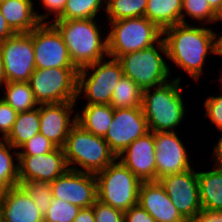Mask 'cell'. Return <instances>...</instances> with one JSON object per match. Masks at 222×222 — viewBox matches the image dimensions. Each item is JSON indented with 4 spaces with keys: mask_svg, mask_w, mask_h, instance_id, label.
Here are the masks:
<instances>
[{
    "mask_svg": "<svg viewBox=\"0 0 222 222\" xmlns=\"http://www.w3.org/2000/svg\"><path fill=\"white\" fill-rule=\"evenodd\" d=\"M166 58L182 68L195 81L203 74L208 53L215 54L214 31L204 25L177 24L163 31Z\"/></svg>",
    "mask_w": 222,
    "mask_h": 222,
    "instance_id": "1",
    "label": "cell"
},
{
    "mask_svg": "<svg viewBox=\"0 0 222 222\" xmlns=\"http://www.w3.org/2000/svg\"><path fill=\"white\" fill-rule=\"evenodd\" d=\"M51 22L62 35L70 59L78 70L109 57L107 36L102 37L101 26L95 23V18Z\"/></svg>",
    "mask_w": 222,
    "mask_h": 222,
    "instance_id": "2",
    "label": "cell"
},
{
    "mask_svg": "<svg viewBox=\"0 0 222 222\" xmlns=\"http://www.w3.org/2000/svg\"><path fill=\"white\" fill-rule=\"evenodd\" d=\"M180 81L181 77H176L157 87L143 90L141 108L149 131L174 132L173 129L186 117Z\"/></svg>",
    "mask_w": 222,
    "mask_h": 222,
    "instance_id": "3",
    "label": "cell"
},
{
    "mask_svg": "<svg viewBox=\"0 0 222 222\" xmlns=\"http://www.w3.org/2000/svg\"><path fill=\"white\" fill-rule=\"evenodd\" d=\"M63 150L69 169L93 174L117 158L103 137L84 130L77 123L71 128Z\"/></svg>",
    "mask_w": 222,
    "mask_h": 222,
    "instance_id": "4",
    "label": "cell"
},
{
    "mask_svg": "<svg viewBox=\"0 0 222 222\" xmlns=\"http://www.w3.org/2000/svg\"><path fill=\"white\" fill-rule=\"evenodd\" d=\"M109 22V58L118 59L126 53L148 48L163 37V31L145 16Z\"/></svg>",
    "mask_w": 222,
    "mask_h": 222,
    "instance_id": "5",
    "label": "cell"
},
{
    "mask_svg": "<svg viewBox=\"0 0 222 222\" xmlns=\"http://www.w3.org/2000/svg\"><path fill=\"white\" fill-rule=\"evenodd\" d=\"M95 178L97 200L123 212L138 204L142 182L119 159L97 172Z\"/></svg>",
    "mask_w": 222,
    "mask_h": 222,
    "instance_id": "6",
    "label": "cell"
},
{
    "mask_svg": "<svg viewBox=\"0 0 222 222\" xmlns=\"http://www.w3.org/2000/svg\"><path fill=\"white\" fill-rule=\"evenodd\" d=\"M167 56L163 38L148 48L126 53L117 60L121 63L123 74L131 78L143 90L166 83L171 75V67L164 61Z\"/></svg>",
    "mask_w": 222,
    "mask_h": 222,
    "instance_id": "7",
    "label": "cell"
},
{
    "mask_svg": "<svg viewBox=\"0 0 222 222\" xmlns=\"http://www.w3.org/2000/svg\"><path fill=\"white\" fill-rule=\"evenodd\" d=\"M31 90L39 104L76 102L78 69H35L29 79Z\"/></svg>",
    "mask_w": 222,
    "mask_h": 222,
    "instance_id": "8",
    "label": "cell"
},
{
    "mask_svg": "<svg viewBox=\"0 0 222 222\" xmlns=\"http://www.w3.org/2000/svg\"><path fill=\"white\" fill-rule=\"evenodd\" d=\"M123 75L121 63L113 58L79 69L77 97L82 96L83 91L88 101L86 104H110L114 88Z\"/></svg>",
    "mask_w": 222,
    "mask_h": 222,
    "instance_id": "9",
    "label": "cell"
},
{
    "mask_svg": "<svg viewBox=\"0 0 222 222\" xmlns=\"http://www.w3.org/2000/svg\"><path fill=\"white\" fill-rule=\"evenodd\" d=\"M4 71L7 82H28L34 72L33 30L15 33L0 42Z\"/></svg>",
    "mask_w": 222,
    "mask_h": 222,
    "instance_id": "10",
    "label": "cell"
},
{
    "mask_svg": "<svg viewBox=\"0 0 222 222\" xmlns=\"http://www.w3.org/2000/svg\"><path fill=\"white\" fill-rule=\"evenodd\" d=\"M35 68H76L58 29L50 23H40L33 29Z\"/></svg>",
    "mask_w": 222,
    "mask_h": 222,
    "instance_id": "11",
    "label": "cell"
},
{
    "mask_svg": "<svg viewBox=\"0 0 222 222\" xmlns=\"http://www.w3.org/2000/svg\"><path fill=\"white\" fill-rule=\"evenodd\" d=\"M149 132L141 107L114 108L113 120L104 140L116 157L132 142Z\"/></svg>",
    "mask_w": 222,
    "mask_h": 222,
    "instance_id": "12",
    "label": "cell"
},
{
    "mask_svg": "<svg viewBox=\"0 0 222 222\" xmlns=\"http://www.w3.org/2000/svg\"><path fill=\"white\" fill-rule=\"evenodd\" d=\"M180 214L189 222L202 206L200 202L198 171L194 168L178 174H170L158 180Z\"/></svg>",
    "mask_w": 222,
    "mask_h": 222,
    "instance_id": "13",
    "label": "cell"
},
{
    "mask_svg": "<svg viewBox=\"0 0 222 222\" xmlns=\"http://www.w3.org/2000/svg\"><path fill=\"white\" fill-rule=\"evenodd\" d=\"M52 196L80 208L91 207L97 200L95 174L68 169L50 182Z\"/></svg>",
    "mask_w": 222,
    "mask_h": 222,
    "instance_id": "14",
    "label": "cell"
},
{
    "mask_svg": "<svg viewBox=\"0 0 222 222\" xmlns=\"http://www.w3.org/2000/svg\"><path fill=\"white\" fill-rule=\"evenodd\" d=\"M156 181L192 168L188 151L176 131L154 132Z\"/></svg>",
    "mask_w": 222,
    "mask_h": 222,
    "instance_id": "15",
    "label": "cell"
},
{
    "mask_svg": "<svg viewBox=\"0 0 222 222\" xmlns=\"http://www.w3.org/2000/svg\"><path fill=\"white\" fill-rule=\"evenodd\" d=\"M69 169L63 148L42 155H19V181L52 182Z\"/></svg>",
    "mask_w": 222,
    "mask_h": 222,
    "instance_id": "16",
    "label": "cell"
},
{
    "mask_svg": "<svg viewBox=\"0 0 222 222\" xmlns=\"http://www.w3.org/2000/svg\"><path fill=\"white\" fill-rule=\"evenodd\" d=\"M76 102L39 104V132L63 148L71 128L76 124Z\"/></svg>",
    "mask_w": 222,
    "mask_h": 222,
    "instance_id": "17",
    "label": "cell"
},
{
    "mask_svg": "<svg viewBox=\"0 0 222 222\" xmlns=\"http://www.w3.org/2000/svg\"><path fill=\"white\" fill-rule=\"evenodd\" d=\"M141 182L156 181L154 132H147L132 142L118 156Z\"/></svg>",
    "mask_w": 222,
    "mask_h": 222,
    "instance_id": "18",
    "label": "cell"
},
{
    "mask_svg": "<svg viewBox=\"0 0 222 222\" xmlns=\"http://www.w3.org/2000/svg\"><path fill=\"white\" fill-rule=\"evenodd\" d=\"M1 222H44V215L20 185L0 194Z\"/></svg>",
    "mask_w": 222,
    "mask_h": 222,
    "instance_id": "19",
    "label": "cell"
},
{
    "mask_svg": "<svg viewBox=\"0 0 222 222\" xmlns=\"http://www.w3.org/2000/svg\"><path fill=\"white\" fill-rule=\"evenodd\" d=\"M138 204L156 222H188L170 200L159 181L142 182L139 187Z\"/></svg>",
    "mask_w": 222,
    "mask_h": 222,
    "instance_id": "20",
    "label": "cell"
},
{
    "mask_svg": "<svg viewBox=\"0 0 222 222\" xmlns=\"http://www.w3.org/2000/svg\"><path fill=\"white\" fill-rule=\"evenodd\" d=\"M33 4L32 0H6L0 3V11L15 33H29L41 23Z\"/></svg>",
    "mask_w": 222,
    "mask_h": 222,
    "instance_id": "21",
    "label": "cell"
},
{
    "mask_svg": "<svg viewBox=\"0 0 222 222\" xmlns=\"http://www.w3.org/2000/svg\"><path fill=\"white\" fill-rule=\"evenodd\" d=\"M213 166L214 170L198 172L200 202L202 210L222 212V166Z\"/></svg>",
    "mask_w": 222,
    "mask_h": 222,
    "instance_id": "22",
    "label": "cell"
},
{
    "mask_svg": "<svg viewBox=\"0 0 222 222\" xmlns=\"http://www.w3.org/2000/svg\"><path fill=\"white\" fill-rule=\"evenodd\" d=\"M82 109L77 111L76 123L84 130L104 137L113 120L114 108L110 104H86Z\"/></svg>",
    "mask_w": 222,
    "mask_h": 222,
    "instance_id": "23",
    "label": "cell"
},
{
    "mask_svg": "<svg viewBox=\"0 0 222 222\" xmlns=\"http://www.w3.org/2000/svg\"><path fill=\"white\" fill-rule=\"evenodd\" d=\"M182 0H148L145 17L162 31L181 23Z\"/></svg>",
    "mask_w": 222,
    "mask_h": 222,
    "instance_id": "24",
    "label": "cell"
},
{
    "mask_svg": "<svg viewBox=\"0 0 222 222\" xmlns=\"http://www.w3.org/2000/svg\"><path fill=\"white\" fill-rule=\"evenodd\" d=\"M39 106L30 111L18 112L13 128L5 140L15 149L39 133Z\"/></svg>",
    "mask_w": 222,
    "mask_h": 222,
    "instance_id": "25",
    "label": "cell"
},
{
    "mask_svg": "<svg viewBox=\"0 0 222 222\" xmlns=\"http://www.w3.org/2000/svg\"><path fill=\"white\" fill-rule=\"evenodd\" d=\"M3 88L5 91L1 98L15 111H30L39 106L29 82H7Z\"/></svg>",
    "mask_w": 222,
    "mask_h": 222,
    "instance_id": "26",
    "label": "cell"
},
{
    "mask_svg": "<svg viewBox=\"0 0 222 222\" xmlns=\"http://www.w3.org/2000/svg\"><path fill=\"white\" fill-rule=\"evenodd\" d=\"M5 139L0 140V194L19 184L18 151ZM15 160L17 163L14 161ZM16 163V164H15Z\"/></svg>",
    "mask_w": 222,
    "mask_h": 222,
    "instance_id": "27",
    "label": "cell"
},
{
    "mask_svg": "<svg viewBox=\"0 0 222 222\" xmlns=\"http://www.w3.org/2000/svg\"><path fill=\"white\" fill-rule=\"evenodd\" d=\"M143 89L131 78L123 75L113 91L110 105L113 108H134L142 106Z\"/></svg>",
    "mask_w": 222,
    "mask_h": 222,
    "instance_id": "28",
    "label": "cell"
},
{
    "mask_svg": "<svg viewBox=\"0 0 222 222\" xmlns=\"http://www.w3.org/2000/svg\"><path fill=\"white\" fill-rule=\"evenodd\" d=\"M148 0H106L108 21L145 16Z\"/></svg>",
    "mask_w": 222,
    "mask_h": 222,
    "instance_id": "29",
    "label": "cell"
},
{
    "mask_svg": "<svg viewBox=\"0 0 222 222\" xmlns=\"http://www.w3.org/2000/svg\"><path fill=\"white\" fill-rule=\"evenodd\" d=\"M106 0H67L63 13L56 20L93 19Z\"/></svg>",
    "mask_w": 222,
    "mask_h": 222,
    "instance_id": "30",
    "label": "cell"
},
{
    "mask_svg": "<svg viewBox=\"0 0 222 222\" xmlns=\"http://www.w3.org/2000/svg\"><path fill=\"white\" fill-rule=\"evenodd\" d=\"M186 15L192 20L204 22L203 25L215 22V11L210 7L207 0H182L181 23L187 24Z\"/></svg>",
    "mask_w": 222,
    "mask_h": 222,
    "instance_id": "31",
    "label": "cell"
},
{
    "mask_svg": "<svg viewBox=\"0 0 222 222\" xmlns=\"http://www.w3.org/2000/svg\"><path fill=\"white\" fill-rule=\"evenodd\" d=\"M19 184L34 200L35 204L38 206V209L44 215L51 205L53 198L50 183L37 181H19Z\"/></svg>",
    "mask_w": 222,
    "mask_h": 222,
    "instance_id": "32",
    "label": "cell"
},
{
    "mask_svg": "<svg viewBox=\"0 0 222 222\" xmlns=\"http://www.w3.org/2000/svg\"><path fill=\"white\" fill-rule=\"evenodd\" d=\"M80 209L79 206L53 197L44 214V222H73Z\"/></svg>",
    "mask_w": 222,
    "mask_h": 222,
    "instance_id": "33",
    "label": "cell"
},
{
    "mask_svg": "<svg viewBox=\"0 0 222 222\" xmlns=\"http://www.w3.org/2000/svg\"><path fill=\"white\" fill-rule=\"evenodd\" d=\"M57 146L40 132L26 141L18 150V155H42L55 150Z\"/></svg>",
    "mask_w": 222,
    "mask_h": 222,
    "instance_id": "34",
    "label": "cell"
},
{
    "mask_svg": "<svg viewBox=\"0 0 222 222\" xmlns=\"http://www.w3.org/2000/svg\"><path fill=\"white\" fill-rule=\"evenodd\" d=\"M95 222H124V212L99 200L92 205Z\"/></svg>",
    "mask_w": 222,
    "mask_h": 222,
    "instance_id": "35",
    "label": "cell"
},
{
    "mask_svg": "<svg viewBox=\"0 0 222 222\" xmlns=\"http://www.w3.org/2000/svg\"><path fill=\"white\" fill-rule=\"evenodd\" d=\"M205 116L210 119L219 132L222 131V94L209 96L204 101Z\"/></svg>",
    "mask_w": 222,
    "mask_h": 222,
    "instance_id": "36",
    "label": "cell"
},
{
    "mask_svg": "<svg viewBox=\"0 0 222 222\" xmlns=\"http://www.w3.org/2000/svg\"><path fill=\"white\" fill-rule=\"evenodd\" d=\"M17 115L18 112L0 98V133L3 134L2 139H5L11 132Z\"/></svg>",
    "mask_w": 222,
    "mask_h": 222,
    "instance_id": "37",
    "label": "cell"
},
{
    "mask_svg": "<svg viewBox=\"0 0 222 222\" xmlns=\"http://www.w3.org/2000/svg\"><path fill=\"white\" fill-rule=\"evenodd\" d=\"M40 2L42 7L49 13L39 14V12L36 11L37 18L41 23H50V21H46V19L52 14L55 17L54 20H56L63 13L67 0H40Z\"/></svg>",
    "mask_w": 222,
    "mask_h": 222,
    "instance_id": "38",
    "label": "cell"
},
{
    "mask_svg": "<svg viewBox=\"0 0 222 222\" xmlns=\"http://www.w3.org/2000/svg\"><path fill=\"white\" fill-rule=\"evenodd\" d=\"M124 222H156L155 219L139 204L124 212Z\"/></svg>",
    "mask_w": 222,
    "mask_h": 222,
    "instance_id": "39",
    "label": "cell"
},
{
    "mask_svg": "<svg viewBox=\"0 0 222 222\" xmlns=\"http://www.w3.org/2000/svg\"><path fill=\"white\" fill-rule=\"evenodd\" d=\"M189 222H222V212L202 210Z\"/></svg>",
    "mask_w": 222,
    "mask_h": 222,
    "instance_id": "40",
    "label": "cell"
},
{
    "mask_svg": "<svg viewBox=\"0 0 222 222\" xmlns=\"http://www.w3.org/2000/svg\"><path fill=\"white\" fill-rule=\"evenodd\" d=\"M73 222H95L93 207L81 208Z\"/></svg>",
    "mask_w": 222,
    "mask_h": 222,
    "instance_id": "41",
    "label": "cell"
},
{
    "mask_svg": "<svg viewBox=\"0 0 222 222\" xmlns=\"http://www.w3.org/2000/svg\"><path fill=\"white\" fill-rule=\"evenodd\" d=\"M15 32L7 24L6 19L0 11V42H3L7 38L13 36Z\"/></svg>",
    "mask_w": 222,
    "mask_h": 222,
    "instance_id": "42",
    "label": "cell"
},
{
    "mask_svg": "<svg viewBox=\"0 0 222 222\" xmlns=\"http://www.w3.org/2000/svg\"><path fill=\"white\" fill-rule=\"evenodd\" d=\"M213 156H215L213 159L214 163L222 166V136L219 138L218 143L214 147Z\"/></svg>",
    "mask_w": 222,
    "mask_h": 222,
    "instance_id": "43",
    "label": "cell"
},
{
    "mask_svg": "<svg viewBox=\"0 0 222 222\" xmlns=\"http://www.w3.org/2000/svg\"><path fill=\"white\" fill-rule=\"evenodd\" d=\"M214 32V46H215V54L222 56V35Z\"/></svg>",
    "mask_w": 222,
    "mask_h": 222,
    "instance_id": "44",
    "label": "cell"
},
{
    "mask_svg": "<svg viewBox=\"0 0 222 222\" xmlns=\"http://www.w3.org/2000/svg\"><path fill=\"white\" fill-rule=\"evenodd\" d=\"M6 83H7V80H6V75H5L4 66H3L2 55L0 53V87L5 86Z\"/></svg>",
    "mask_w": 222,
    "mask_h": 222,
    "instance_id": "45",
    "label": "cell"
},
{
    "mask_svg": "<svg viewBox=\"0 0 222 222\" xmlns=\"http://www.w3.org/2000/svg\"><path fill=\"white\" fill-rule=\"evenodd\" d=\"M222 0H207L209 2L210 7L216 12L219 6L221 5Z\"/></svg>",
    "mask_w": 222,
    "mask_h": 222,
    "instance_id": "46",
    "label": "cell"
},
{
    "mask_svg": "<svg viewBox=\"0 0 222 222\" xmlns=\"http://www.w3.org/2000/svg\"><path fill=\"white\" fill-rule=\"evenodd\" d=\"M220 21H222V1H221V5L215 12V22H220Z\"/></svg>",
    "mask_w": 222,
    "mask_h": 222,
    "instance_id": "47",
    "label": "cell"
},
{
    "mask_svg": "<svg viewBox=\"0 0 222 222\" xmlns=\"http://www.w3.org/2000/svg\"><path fill=\"white\" fill-rule=\"evenodd\" d=\"M218 80H220V81H221V87H222V75H221L220 79H218Z\"/></svg>",
    "mask_w": 222,
    "mask_h": 222,
    "instance_id": "48",
    "label": "cell"
}]
</instances>
